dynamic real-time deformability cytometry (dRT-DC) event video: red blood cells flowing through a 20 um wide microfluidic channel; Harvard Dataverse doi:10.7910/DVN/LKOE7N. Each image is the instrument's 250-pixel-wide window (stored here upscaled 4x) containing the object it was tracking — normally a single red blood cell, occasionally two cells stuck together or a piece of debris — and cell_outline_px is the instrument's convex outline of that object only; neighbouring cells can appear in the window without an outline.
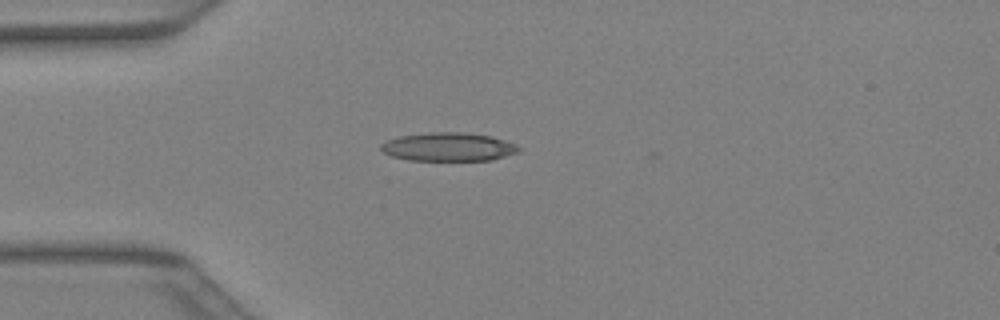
{"species": "Egyptian fruit bat (a non-hibernating species)", "species_latin": "Rousettus aegyptiacus", "temperature_condition": "warm", "stored_images_in_passage": 31, "camera_frame_rate_fps": 3000, "um_per_image_px": 0.085, "animal": {"sex": "female"}, "frame": {"image": 1, "passage_image": 1, "time_ms": 0.0, "image_size_px": [1000, 320], "cell_outline_px": [[520, 152], [492, 160], [408, 160], [392, 156], [384, 152], [380, 148], [380, 144], [388, 140], [400, 136], [432, 132], [464, 132], [488, 136], [504, 140], [516, 144], [520, 148]], "centroid_in_image_um": [38.13, 12.49], "position_along_channel_um": 46.9, "area_um2": 22.77}}
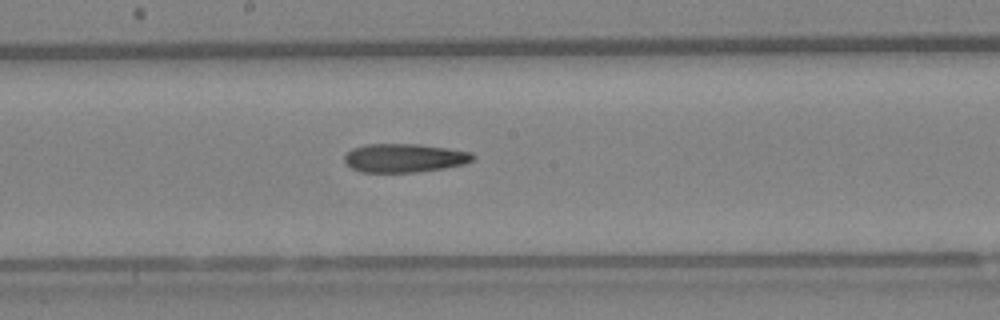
{"frame": {"image": 2, "passage_image": 12, "time_ms": 3.667, "image_size_px": [1000, 320], "cell_outline_px": [[476, 156], [472, 160], [464, 164], [444, 168], [416, 172], [360, 172], [352, 168], [344, 160], [344, 156], [352, 148], [364, 144], [420, 144], [448, 148], [472, 152]], "centroid_in_image_um": [34.38, 13.42], "position_along_channel_um": 213.8, "area_um2": 21.5}}
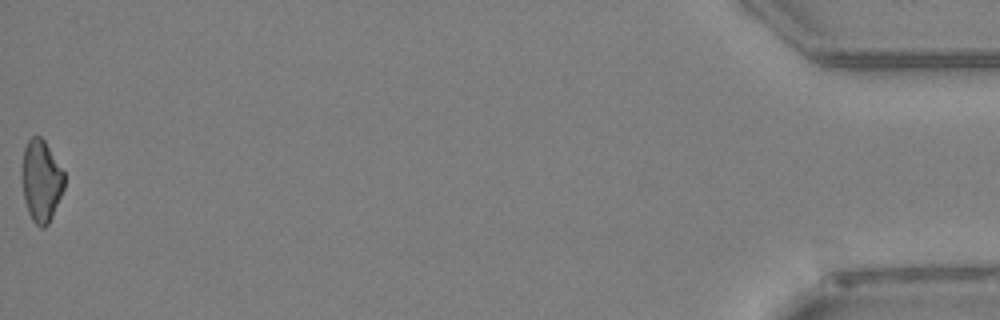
{"frame": {"image": 3, "passage_image": 31, "time_ms": 10.0, "image_size_px": [1000, 320], "cell_outline_px": [[64, 188], [52, 216], [48, 224], [44, 228], [40, 228], [32, 220], [28, 212], [24, 200], [20, 176], [20, 172], [24, 148], [28, 140], [32, 136], [40, 136], [44, 140], [64, 172]], "centroid_in_image_um": [3.47, 15.37], "position_along_channel_um": 431.7, "area_um2": 20.4}}